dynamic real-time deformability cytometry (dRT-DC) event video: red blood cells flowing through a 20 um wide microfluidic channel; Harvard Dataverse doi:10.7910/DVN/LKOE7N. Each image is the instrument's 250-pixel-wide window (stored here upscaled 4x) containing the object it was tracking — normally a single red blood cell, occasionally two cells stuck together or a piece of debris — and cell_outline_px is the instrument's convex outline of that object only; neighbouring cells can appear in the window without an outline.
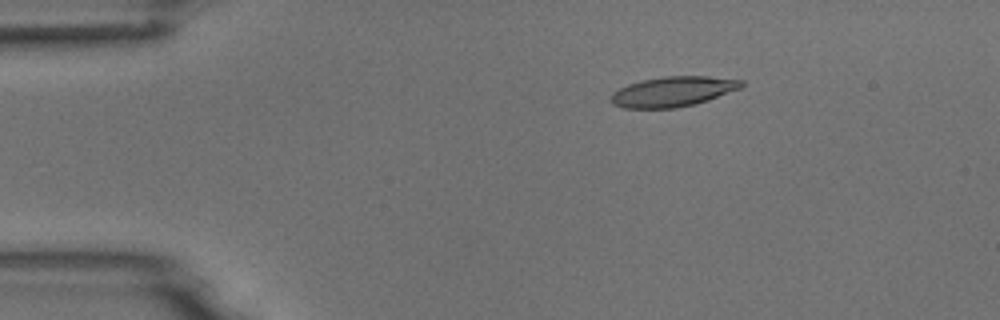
{"species": "common noctule bat (a hibernating species)", "species_latin": "Nyctalus noctula", "temperature_condition": "room temperature", "stored_images_in_passage": 5, "camera_frame_rate_fps": 3000, "um_per_image_px": 0.085, "animal": {"sex": "male", "body_mass_g": 18.8}, "frame": {"image": 1, "passage_image": 2, "time_ms": 1.333, "image_size_px": [1000, 320], "cell_outline_px": [[744, 84], [740, 88], [708, 100], [696, 104], [676, 108], [624, 108], [612, 104], [612, 92], [628, 84], [644, 80], [664, 76], [708, 76], [744, 80]], "centroid_in_image_um": [57.22, 7.78], "position_along_channel_um": 27.8, "area_um2": 22.77}}
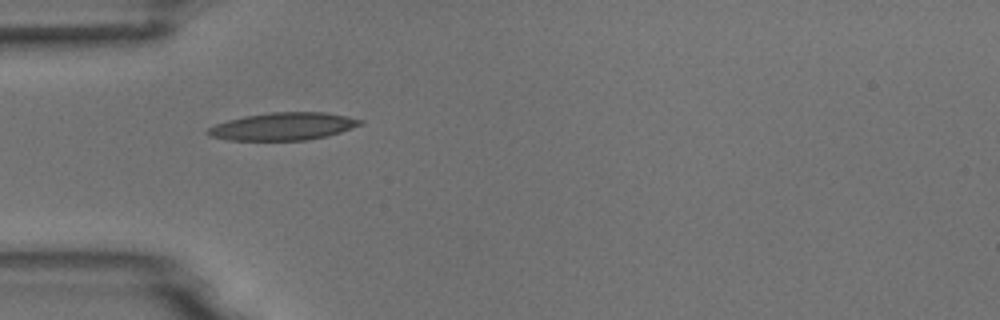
{"frame": {"image": 2, "passage_image": 4, "time_ms": 3.667, "image_size_px": [1000, 320], "cell_outline_px": [[364, 124], [340, 132], [324, 136], [304, 140], [228, 140], [208, 136], [204, 132], [208, 128], [216, 124], [228, 120], [244, 116], [268, 112], [324, 112], [348, 116], [364, 120]], "centroid_in_image_um": [24.05, 10.73], "position_along_channel_um": 61.0, "area_um2": 24.57}}